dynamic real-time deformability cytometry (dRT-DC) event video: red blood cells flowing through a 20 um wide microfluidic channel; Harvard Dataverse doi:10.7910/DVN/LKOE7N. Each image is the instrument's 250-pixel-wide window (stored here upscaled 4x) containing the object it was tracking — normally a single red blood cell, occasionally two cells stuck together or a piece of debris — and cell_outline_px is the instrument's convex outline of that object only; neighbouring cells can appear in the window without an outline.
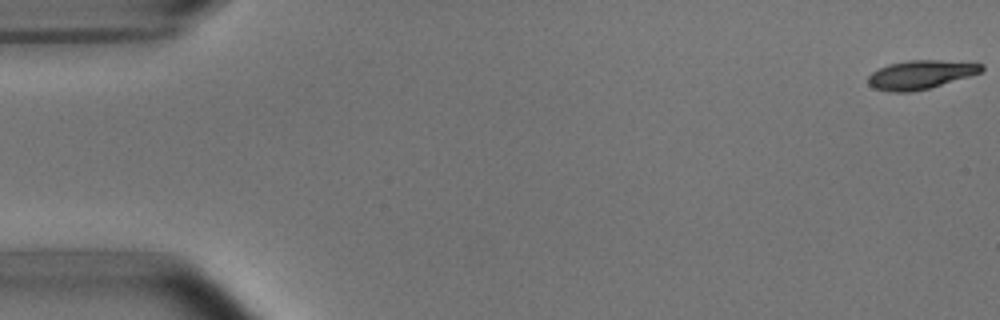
{"species": "common noctule bat (a hibernating species)", "species_latin": "Nyctalus noctula", "temperature_condition": "room temperature", "stored_images_in_passage": 53, "camera_frame_rate_fps": 3000, "um_per_image_px": 0.085, "animal": {"sex": "male", "body_mass_g": 15.6}, "frame": {"image": 1, "passage_image": 1, "time_ms": 0.0, "image_size_px": [1000, 320], "cell_outline_px": [[984, 68], [980, 72], [968, 76], [928, 88], [912, 92], [888, 92], [872, 88], [868, 84], [868, 76], [872, 72], [888, 64], [908, 60], [940, 60], [984, 64]], "centroid_in_image_um": [78.19, 6.35], "position_along_channel_um": 6.8, "area_um2": 18.84}}
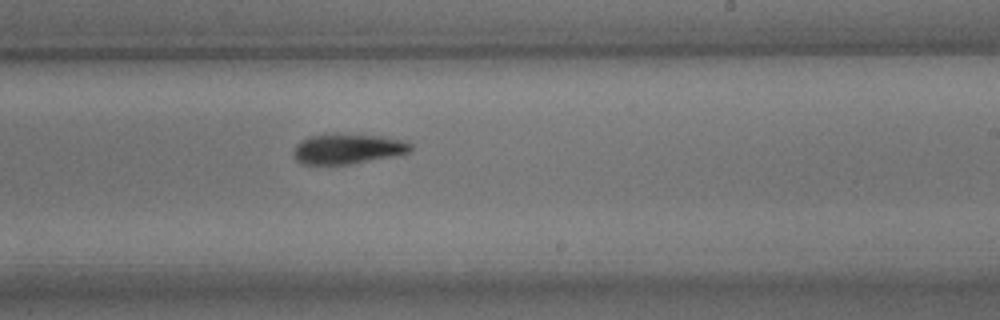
{"frame": {"image": 2, "passage_image": 32, "time_ms": 10.333, "image_size_px": [1000, 320], "cell_outline_px": [[412, 152], [348, 164], [300, 164], [292, 156], [292, 152], [296, 144], [300, 140], [308, 136], [332, 132], [336, 132], [384, 136], [404, 140], [412, 144]], "centroid_in_image_um": [29.51, 12.61], "position_along_channel_um": 259.5, "area_um2": 21.15}}
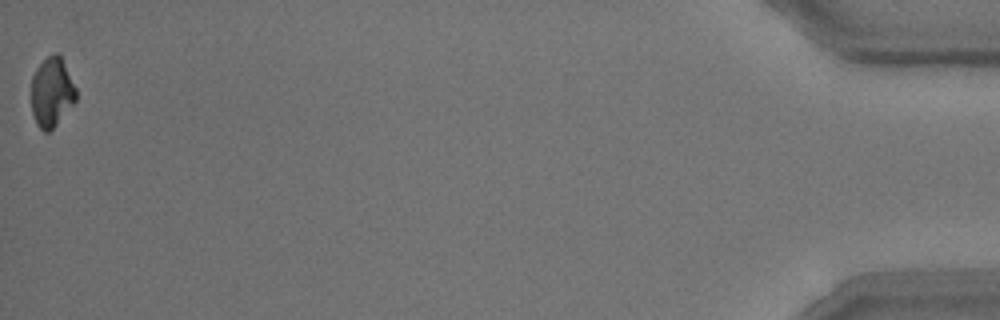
{"frame": {"image": 3, "passage_image": 53, "time_ms": 17.333, "image_size_px": [1000, 320], "cell_outline_px": [[76, 100], [56, 124], [48, 132], [44, 132], [36, 124], [32, 112], [32, 76], [36, 68], [52, 52], [60, 52], [76, 88]], "centroid_in_image_um": [4.4, 7.79], "position_along_channel_um": 430.8, "area_um2": 18.09}, "authors_computed_cell_mechanics": {"area_um2": 20.23, "velocity_mm_per_s": 3.7946, "shape_relaxation_time_tau1_ms": 2.2914, "shape_relaxation_time_tau2_ms": 1.9031, "deformation_change_tau1": 0.1311, "deformation_change_tau2": 0.0818}}